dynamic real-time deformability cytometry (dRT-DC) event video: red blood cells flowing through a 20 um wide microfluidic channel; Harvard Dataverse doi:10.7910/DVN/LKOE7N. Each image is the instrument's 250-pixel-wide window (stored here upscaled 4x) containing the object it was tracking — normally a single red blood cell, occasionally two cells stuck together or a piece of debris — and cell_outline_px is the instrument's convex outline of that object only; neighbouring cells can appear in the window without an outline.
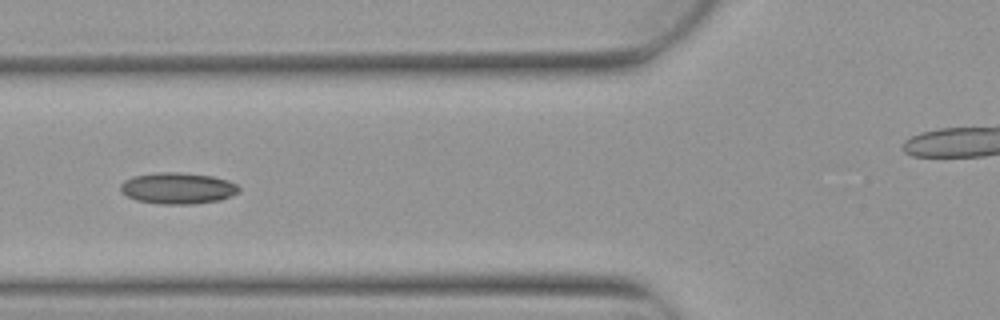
{"species": "Egyptian fruit bat (a non-hibernating species)", "species_latin": "Rousettus aegyptiacus", "temperature_condition": "warm", "stored_images_in_passage": 7, "camera_frame_rate_fps": 3000, "um_per_image_px": 0.085, "animal": {"sex": "female"}, "frame": {"image": 1, "passage_image": 4, "time_ms": 1.0, "image_size_px": [1000, 320], "cell_outline_px": [[240, 192], [220, 200], [192, 204], [160, 204], [136, 200], [120, 192], [120, 184], [124, 180], [132, 176], [156, 172], [180, 172], [212, 176], [228, 180], [236, 184], [240, 188]], "centroid_in_image_um": [15.09, 15.99], "position_along_channel_um": 110.7, "area_um2": 21.79}}
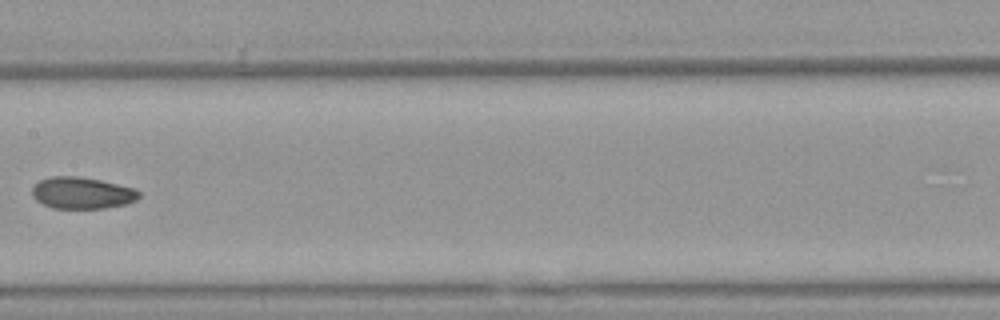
{"frame": {"image": 2, "passage_image": 6, "time_ms": 1.667, "image_size_px": [1000, 320], "cell_outline_px": [[140, 196], [136, 200], [124, 204], [104, 208], [52, 208], [36, 200], [32, 196], [32, 188], [40, 180], [52, 176], [80, 176], [100, 180], [136, 188], [140, 192]], "centroid_in_image_um": [6.98, 16.39], "position_along_channel_um": 200.4, "area_um2": 19.71}}
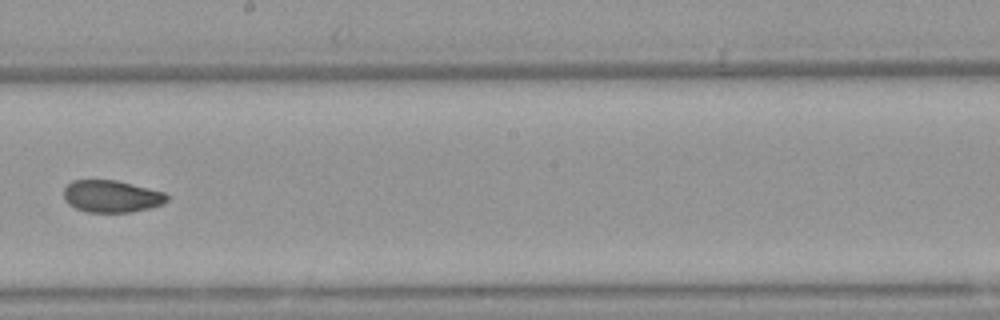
{"frame": {"image": 3, "passage_image": 7, "time_ms": 2.0, "image_size_px": [1000, 320], "cell_outline_px": [[168, 200], [164, 204], [152, 208], [132, 212], [88, 212], [76, 208], [68, 204], [64, 200], [64, 188], [72, 180], [116, 180], [164, 192], [168, 196]], "centroid_in_image_um": [9.49, 16.69], "position_along_channel_um": 238.7, "area_um2": 19.42}}